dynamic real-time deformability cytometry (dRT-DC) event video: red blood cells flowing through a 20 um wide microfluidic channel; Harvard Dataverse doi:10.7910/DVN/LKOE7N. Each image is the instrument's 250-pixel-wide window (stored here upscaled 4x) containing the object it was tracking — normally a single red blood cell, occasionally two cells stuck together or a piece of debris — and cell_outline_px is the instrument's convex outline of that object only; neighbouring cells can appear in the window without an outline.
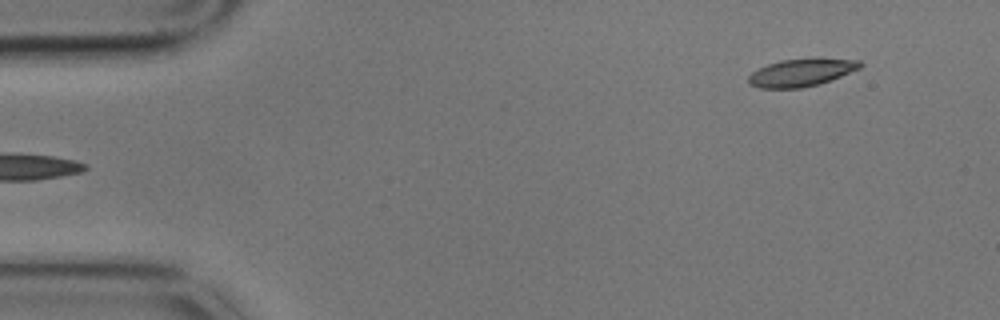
{"species": "common noctule bat (a hibernating species)", "species_latin": "Nyctalus noctula", "temperature_condition": "cold", "stored_images_in_passage": 6, "segment_of_instrument_passage": [2, 2], "camera_frame_rate_fps": 3000, "um_per_image_px": 0.085, "animal": {"sex": "male", "body_mass_g": 17.9}, "frame": {"image": 1, "passage_image": 6, "time_ms": 1.667, "image_size_px": [1000, 320], "cell_outline_px": [[864, 64], [860, 68], [840, 76], [816, 84], [800, 88], [760, 88], [748, 84], [748, 76], [752, 72], [768, 64], [780, 60], [860, 60]], "centroid_in_image_um": [68.04, 6.19], "position_along_channel_um": 17.0, "area_um2": 17.17}}